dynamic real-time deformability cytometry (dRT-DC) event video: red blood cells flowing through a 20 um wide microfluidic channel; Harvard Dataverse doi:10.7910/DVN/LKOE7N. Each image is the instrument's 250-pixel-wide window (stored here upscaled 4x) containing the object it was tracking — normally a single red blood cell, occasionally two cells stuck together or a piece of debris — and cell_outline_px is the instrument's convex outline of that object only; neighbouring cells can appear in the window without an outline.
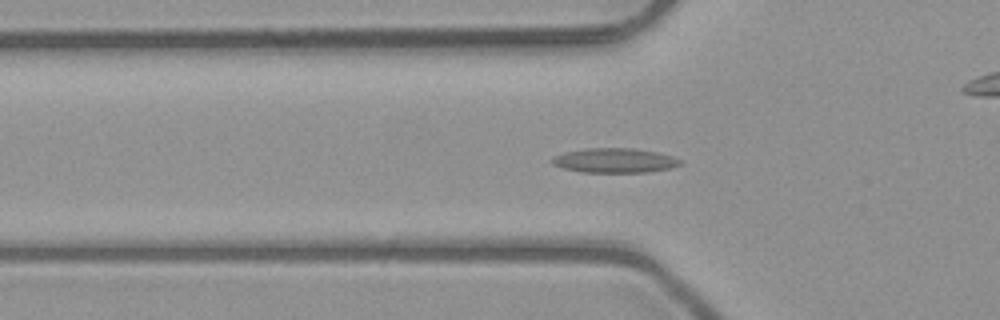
{"species": "common noctule bat (a hibernating species)", "species_latin": "Nyctalus noctula", "temperature_condition": "room temperature", "stored_images_in_passage": 52, "camera_frame_rate_fps": 3000, "um_per_image_px": 0.085, "animal": {"sex": "male", "body_mass_g": 23.1, "forearm_length_mm": 52.7}, "frame": {"image": 1, "passage_image": 17, "time_ms": 5.333, "image_size_px": [1000, 320], "cell_outline_px": [[684, 164], [672, 168], [648, 172], [580, 172], [564, 168], [552, 164], [552, 160], [556, 156], [564, 152], [584, 148], [632, 148], [656, 152], [672, 156], [684, 160]], "centroid_in_image_um": [52.31, 13.64], "position_along_channel_um": 73.5, "area_um2": 18.44}}
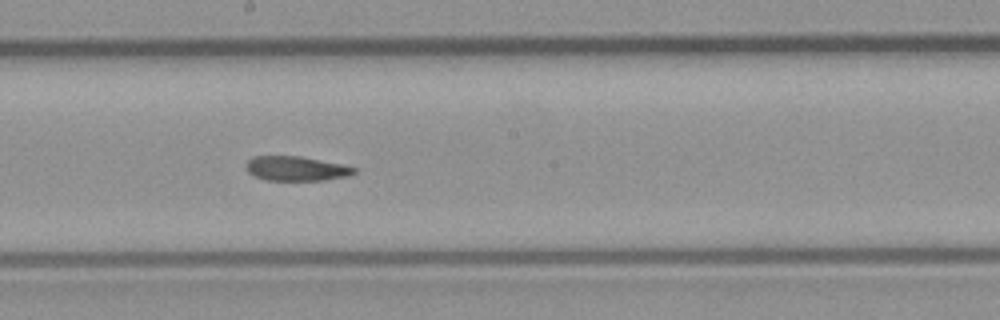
{"frame": {"image": 2, "passage_image": 28, "time_ms": 9.0, "image_size_px": [1000, 320], "cell_outline_px": [[356, 172], [348, 176], [324, 180], [264, 180], [248, 172], [244, 168], [244, 164], [252, 156], [300, 156], [344, 164], [356, 168]], "centroid_in_image_um": [25.15, 14.32], "position_along_channel_um": 223.0, "area_um2": 15.61}}
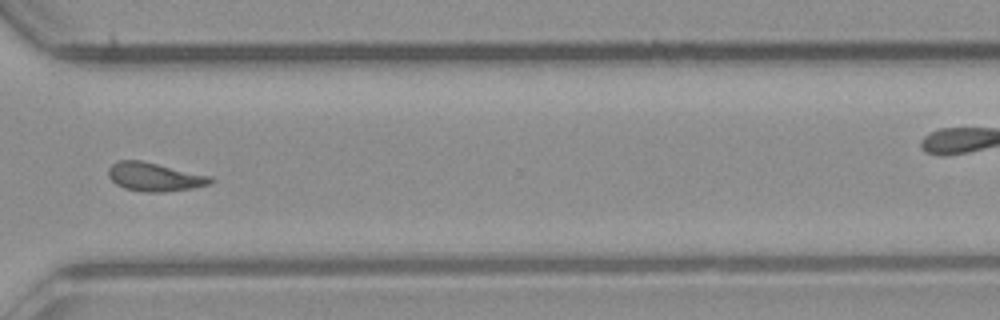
{"frame": {"image": 3, "passage_image": 38, "time_ms": 12.333, "image_size_px": [1000, 320], "cell_outline_px": [[212, 180], [208, 184], [192, 188], [164, 192], [144, 192], [124, 188], [116, 184], [108, 176], [108, 168], [112, 164], [120, 160], [140, 160], [212, 176]], "centroid_in_image_um": [13.1, 15.03], "position_along_channel_um": 357.5, "area_um2": 16.88}, "authors_computed_cell_mechanics": {"area_um2": 16.6753, "velocity_mm_per_s": 4.0477, "shape_relaxation_time_tau1_ms": null, "shape_relaxation_time_tau2_ms": 3.8088, "deformation_change_tau1": null, "deformation_change_tau2": 0.101}}